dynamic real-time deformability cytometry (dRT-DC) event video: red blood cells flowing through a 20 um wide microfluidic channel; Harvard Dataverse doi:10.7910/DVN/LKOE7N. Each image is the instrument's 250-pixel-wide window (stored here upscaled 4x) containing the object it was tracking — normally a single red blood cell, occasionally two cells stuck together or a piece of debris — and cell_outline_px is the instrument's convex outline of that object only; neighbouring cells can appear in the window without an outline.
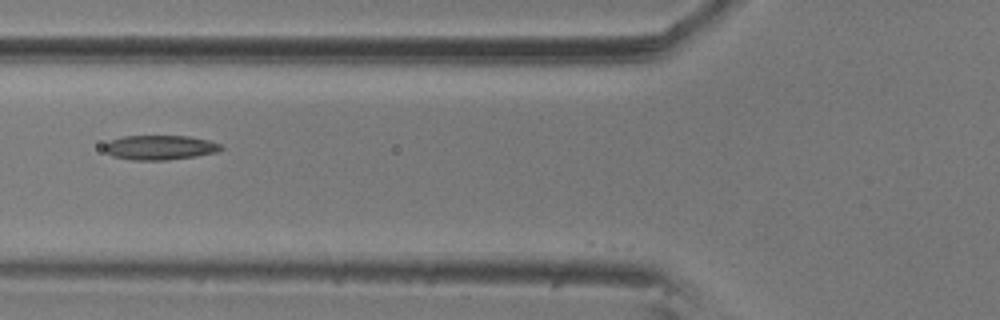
{"species": "common noctule bat (a hibernating species)", "species_latin": "Nyctalus noctula", "temperature_condition": "room temperature", "stored_images_in_passage": 5, "camera_frame_rate_fps": 3000, "um_per_image_px": 0.085, "animal": {"sex": "male", "body_mass_g": 20.5, "forearm_length_mm": 52.5}, "frame": {"image": 1, "passage_image": 2, "time_ms": 0.333, "image_size_px": [1000, 320], "cell_outline_px": [[224, 148], [216, 152], [196, 156], [168, 160], [132, 160], [112, 156], [104, 152], [104, 144], [112, 140], [124, 136], [188, 136], [208, 140], [220, 144]], "centroid_in_image_um": [13.57, 12.54], "position_along_channel_um": 112.2, "area_um2": 16.7}}